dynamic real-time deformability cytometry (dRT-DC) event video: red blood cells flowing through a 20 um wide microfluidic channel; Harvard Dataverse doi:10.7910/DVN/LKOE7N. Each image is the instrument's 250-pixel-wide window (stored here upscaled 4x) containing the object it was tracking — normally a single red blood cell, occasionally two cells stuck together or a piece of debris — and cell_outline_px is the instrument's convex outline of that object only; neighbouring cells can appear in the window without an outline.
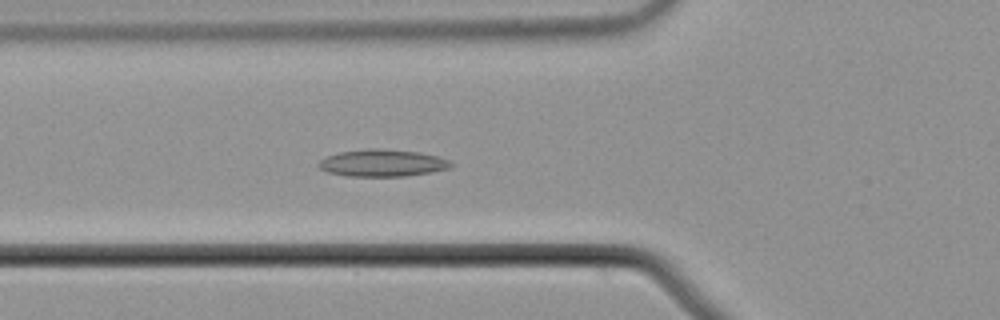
{"species": "common noctule bat (a hibernating species)", "species_latin": "Nyctalus noctula", "temperature_condition": "cold", "stored_images_in_passage": 56, "camera_frame_rate_fps": 3000, "um_per_image_px": 0.085, "animal": {"sex": "male", "body_mass_g": 21.5, "forearm_length_mm": 52.0}, "frame": {"image": 1, "passage_image": 21, "time_ms": 6.667, "image_size_px": [1000, 320], "cell_outline_px": [[452, 168], [432, 172], [404, 176], [348, 176], [328, 172], [320, 168], [316, 164], [320, 160], [328, 156], [340, 152], [368, 148], [376, 148], [420, 152], [436, 156], [448, 160], [452, 164]], "centroid_in_image_um": [32.51, 13.85], "position_along_channel_um": 93.3, "area_um2": 20.81}}
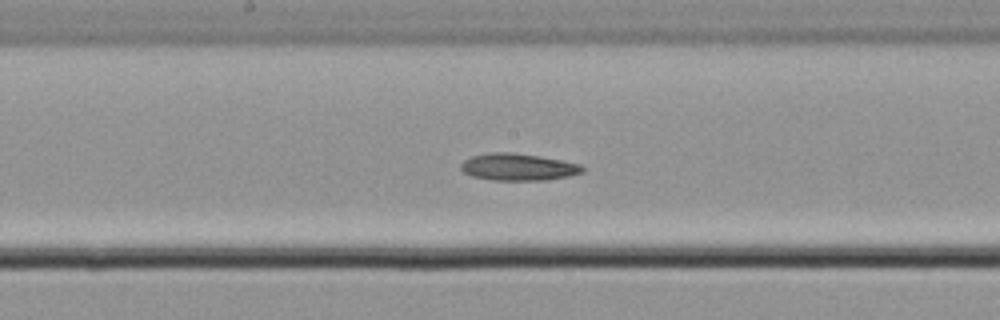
{"frame": {"image": 2, "passage_image": 30, "time_ms": 9.667, "image_size_px": [1000, 320], "cell_outline_px": [[584, 172], [568, 176], [548, 180], [492, 180], [472, 176], [464, 172], [460, 168], [460, 164], [464, 160], [472, 156], [488, 152], [512, 152], [560, 160], [580, 164], [584, 168]], "centroid_in_image_um": [44.02, 14.2], "position_along_channel_um": 204.2, "area_um2": 19.07}}
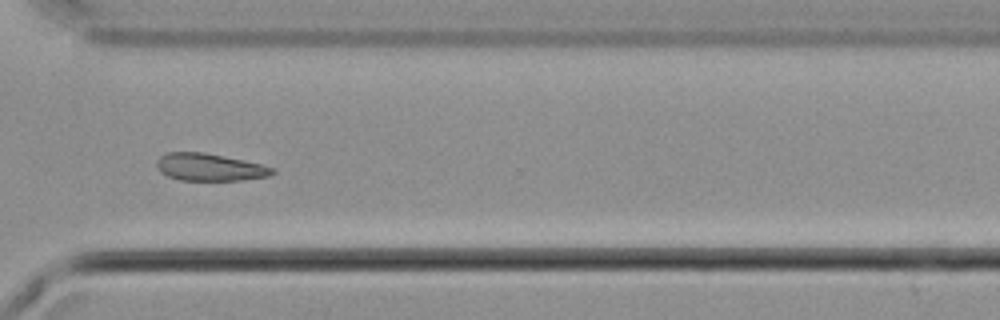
{"frame": {"image": 3, "passage_image": 42, "time_ms": 13.667, "image_size_px": [1000, 320], "cell_outline_px": [[276, 172], [268, 176], [244, 180], [180, 180], [168, 176], [160, 172], [156, 168], [156, 160], [164, 152], [204, 152], [244, 160], [276, 168]], "centroid_in_image_um": [17.8, 14.2], "position_along_channel_um": 352.8, "area_um2": 18.61}, "authors_computed_cell_mechanics": {"area_um2": 19.652, "velocity_mm_per_s": 3.6965, "shape_relaxation_time_tau1_ms": 9.9837, "shape_relaxation_time_tau2_ms": null, "deformation_change_tau1": 0.1097, "deformation_change_tau2": null}}